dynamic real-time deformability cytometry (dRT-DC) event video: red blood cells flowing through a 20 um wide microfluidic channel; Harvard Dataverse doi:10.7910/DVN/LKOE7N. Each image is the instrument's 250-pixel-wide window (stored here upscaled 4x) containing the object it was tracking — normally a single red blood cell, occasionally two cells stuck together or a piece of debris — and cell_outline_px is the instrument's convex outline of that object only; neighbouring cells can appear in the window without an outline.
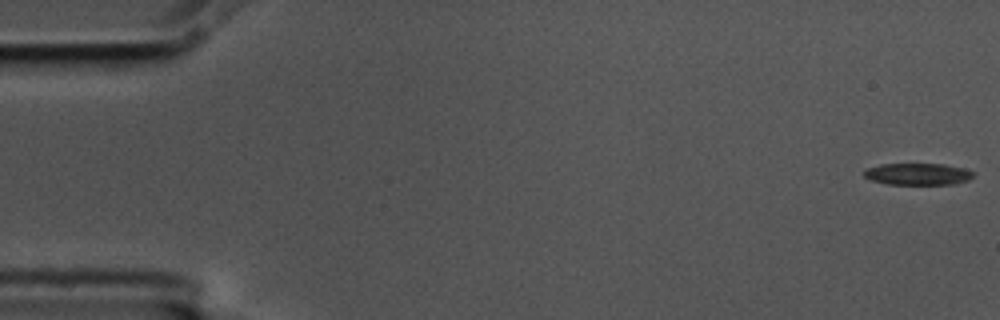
{"species": "common noctule bat (a hibernating species)", "species_latin": "Nyctalus noctula", "temperature_condition": "cold", "stored_images_in_passage": 57, "camera_frame_rate_fps": 3000, "um_per_image_px": 0.085, "animal": {"sex": "male", "body_mass_g": 17.5, "forearm_length_mm": 52.3}, "frame": {"image": 1, "passage_image": 1, "time_ms": 0.0, "image_size_px": [1000, 320], "cell_outline_px": [[976, 172], [968, 180], [952, 184], [888, 184], [872, 180], [864, 176], [864, 168], [880, 164], [944, 164], [964, 168]], "centroid_in_image_um": [78.01, 14.78], "position_along_channel_um": 7.0, "area_um2": 13.87}}
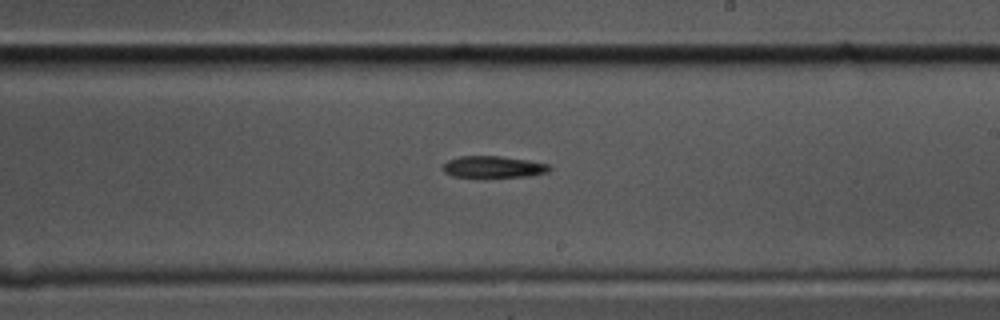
{"frame": {"image": 2, "passage_image": 33, "time_ms": 10.667, "image_size_px": [1000, 320], "cell_outline_px": [[552, 168], [548, 172], [528, 176], [452, 176], [444, 172], [440, 168], [448, 160], [460, 156], [500, 156], [528, 160], [548, 164]], "centroid_in_image_um": [41.92, 14.17], "position_along_channel_um": 247.1, "area_um2": 13.24}}
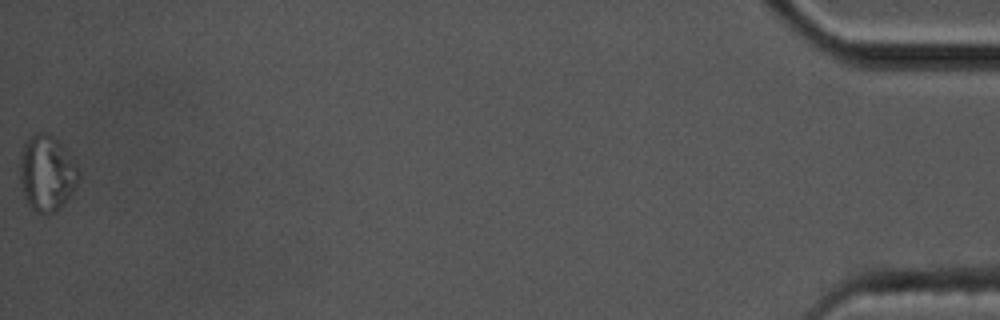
{"frame": {"image": 3, "passage_image": 57, "time_ms": 18.667, "image_size_px": [1000, 320], "cell_outline_px": [[80, 180], [72, 192], [52, 212], [36, 212], [28, 204], [24, 196], [20, 180], [20, 152], [24, 140], [36, 132], [48, 132], [64, 144], [76, 164], [80, 172]], "centroid_in_image_um": [3.97, 14.62], "position_along_channel_um": 431.2, "area_um2": 26.07}, "authors_computed_cell_mechanics": {"area_um2": 14.739, "velocity_mm_per_s": 3.5532, "shape_relaxation_time_tau1_ms": 2.1474, "shape_relaxation_time_tau2_ms": null, "deformation_change_tau1": 0.1486, "deformation_change_tau2": null}}